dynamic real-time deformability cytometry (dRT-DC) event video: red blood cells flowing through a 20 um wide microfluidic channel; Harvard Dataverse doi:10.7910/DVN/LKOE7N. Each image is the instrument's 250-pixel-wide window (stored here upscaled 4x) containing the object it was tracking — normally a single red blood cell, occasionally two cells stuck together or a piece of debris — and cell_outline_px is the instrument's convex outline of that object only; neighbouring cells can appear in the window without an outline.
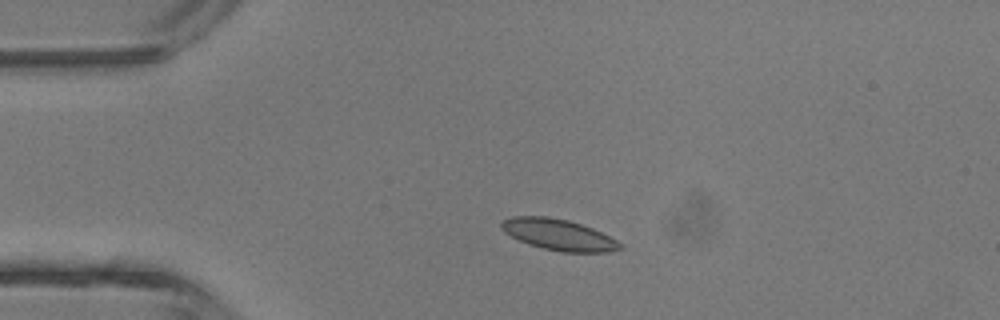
{"species": "common noctule bat (a hibernating species)", "species_latin": "Nyctalus noctula", "temperature_condition": "room temperature", "stored_images_in_passage": 4, "camera_frame_rate_fps": 3000, "um_per_image_px": 0.085, "animal": {"sex": "male", "body_mass_g": 13.3}, "frame": {"image": 1, "passage_image": 2, "time_ms": 1.0, "image_size_px": [1000, 320], "cell_outline_px": [[624, 248], [612, 252], [560, 252], [528, 244], [504, 232], [500, 228], [500, 224], [504, 220], [512, 216], [548, 216], [568, 220], [592, 228], [624, 244]], "centroid_in_image_um": [47.5, 19.95], "position_along_channel_um": 37.5, "area_um2": 21.5}}
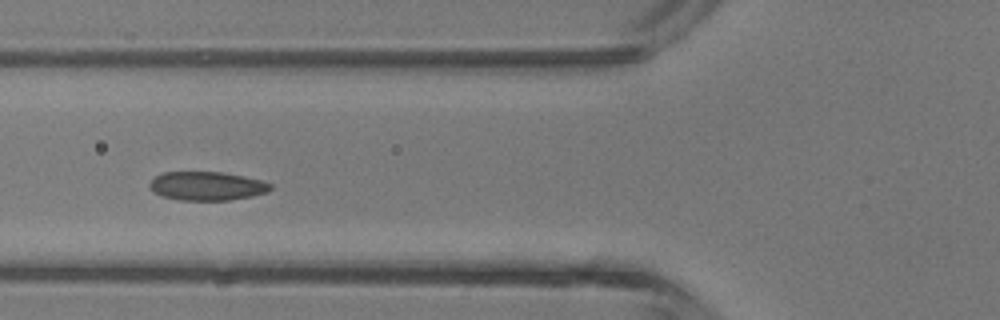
{"frame": {"image": 2, "passage_image": 4, "time_ms": 3.333, "image_size_px": [1000, 320], "cell_outline_px": [[272, 188], [268, 192], [252, 196], [228, 200], [180, 200], [160, 196], [152, 192], [148, 188], [148, 184], [156, 176], [164, 172], [224, 172], [244, 176], [260, 180], [272, 184]], "centroid_in_image_um": [17.56, 15.81], "position_along_channel_um": 108.2, "area_um2": 20.4}}